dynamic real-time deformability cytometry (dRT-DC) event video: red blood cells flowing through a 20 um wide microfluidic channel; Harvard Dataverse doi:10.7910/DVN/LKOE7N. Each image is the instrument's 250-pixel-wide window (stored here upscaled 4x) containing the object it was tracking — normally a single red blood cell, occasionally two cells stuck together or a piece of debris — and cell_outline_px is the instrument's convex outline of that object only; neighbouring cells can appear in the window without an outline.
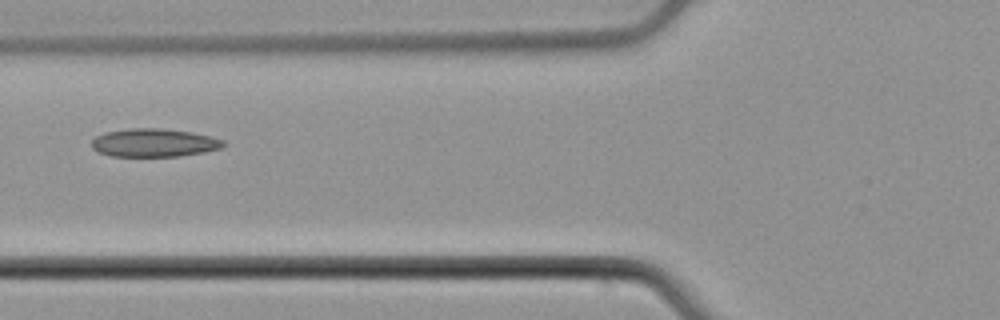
{"species": "common noctule bat (a hibernating species)", "species_latin": "Nyctalus noctula", "temperature_condition": "cold", "stored_images_in_passage": 2, "camera_frame_rate_fps": 3000, "um_per_image_px": 0.085, "animal": {"sex": "male", "body_mass_g": 21.5, "forearm_length_mm": 52.0}, "frame": {"image": 1, "passage_image": 2, "time_ms": 0.333, "image_size_px": [1000, 320], "cell_outline_px": [[228, 144], [220, 148], [204, 152], [180, 156], [112, 156], [100, 152], [92, 148], [92, 140], [96, 136], [104, 132], [128, 128], [160, 128], [192, 132], [212, 136], [224, 140]], "centroid_in_image_um": [13.12, 12.12], "position_along_channel_um": 112.7, "area_um2": 21.79}}